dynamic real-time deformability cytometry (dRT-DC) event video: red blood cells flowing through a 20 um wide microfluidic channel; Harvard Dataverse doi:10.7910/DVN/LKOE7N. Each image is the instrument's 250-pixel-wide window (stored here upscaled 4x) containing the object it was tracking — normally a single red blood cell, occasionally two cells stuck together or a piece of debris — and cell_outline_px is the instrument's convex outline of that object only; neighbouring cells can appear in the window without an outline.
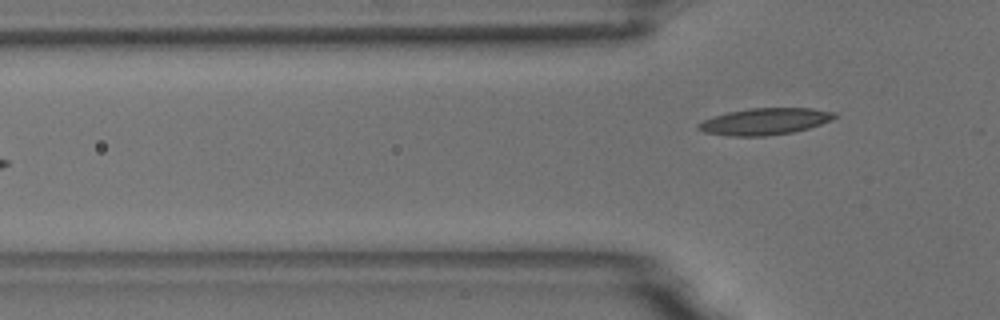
{"species": "common noctule bat (a hibernating species)", "species_latin": "Nyctalus noctula", "temperature_condition": "room temperature", "stored_images_in_passage": 7, "camera_frame_rate_fps": 3000, "um_per_image_px": 0.085, "animal": {"sex": "male", "body_mass_g": 18.8}, "frame": {"image": 1, "passage_image": 7, "time_ms": 2.0, "image_size_px": [1000, 320], "cell_outline_px": [[840, 116], [832, 120], [808, 128], [792, 132], [764, 136], [728, 136], [704, 132], [696, 128], [696, 124], [704, 120], [728, 112], [752, 108], [812, 108], [836, 112]], "centroid_in_image_um": [65.04, 10.32], "position_along_channel_um": 60.8, "area_um2": 21.15}}